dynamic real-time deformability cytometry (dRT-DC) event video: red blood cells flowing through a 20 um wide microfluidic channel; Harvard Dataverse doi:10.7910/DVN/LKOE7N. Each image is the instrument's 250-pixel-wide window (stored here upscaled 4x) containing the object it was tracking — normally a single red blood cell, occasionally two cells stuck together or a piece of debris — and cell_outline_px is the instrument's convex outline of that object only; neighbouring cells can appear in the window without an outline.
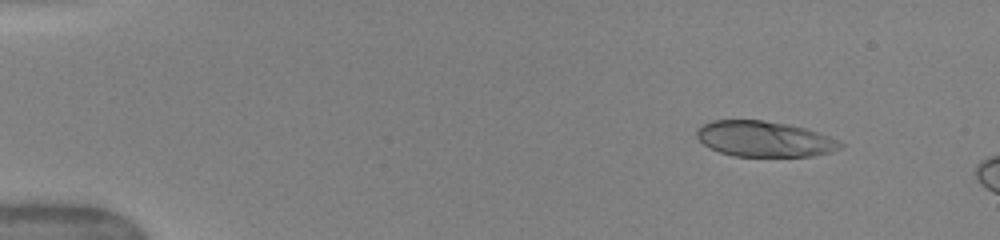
{"species": "human", "species_latin": "Homo sapiens", "temperature_condition": "warm", "stored_images_in_passage": 25, "camera_frame_rate_fps": 3000, "um_per_image_px": 0.085, "donor": {"sex": "female"}, "frame": {"image": 1, "passage_image": 13, "time_ms": 1.667, "image_size_px": [1000, 240], "cell_outline_px": [[844, 144], [840, 148], [832, 152], [812, 156], [736, 156], [720, 152], [704, 144], [696, 136], [696, 128], [712, 120], [760, 120], [788, 124], [804, 128], [828, 136]], "centroid_in_image_um": [64.95, 11.81], "position_along_channel_um": 20.0, "area_um2": 29.54}}